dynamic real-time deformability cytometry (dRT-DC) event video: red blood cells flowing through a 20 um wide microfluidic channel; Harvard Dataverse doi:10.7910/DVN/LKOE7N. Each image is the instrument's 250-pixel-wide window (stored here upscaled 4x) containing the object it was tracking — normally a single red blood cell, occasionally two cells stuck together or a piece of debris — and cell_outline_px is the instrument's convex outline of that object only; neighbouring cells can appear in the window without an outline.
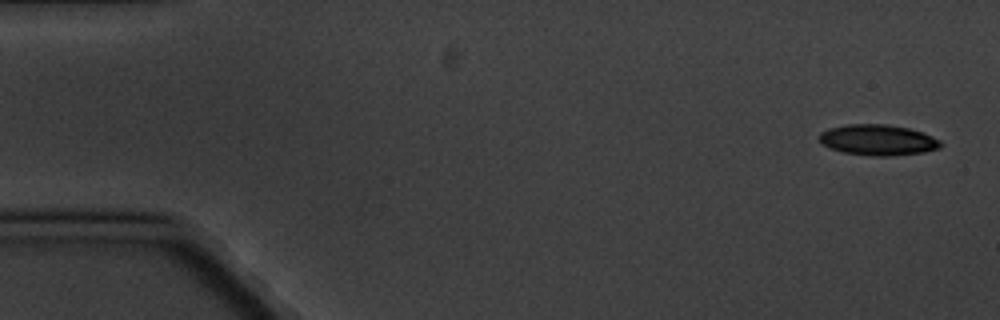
{"species": "common noctule bat (a hibernating species)", "species_latin": "Nyctalus noctula", "temperature_condition": "cold", "stored_images_in_passage": 5, "camera_frame_rate_fps": 3000, "um_per_image_px": 0.085, "animal": {"sex": "male", "body_mass_g": 20.1, "forearm_length_mm": 53.5}, "frame": {"image": 1, "passage_image": 1, "time_ms": 0.0, "image_size_px": [1000, 320], "cell_outline_px": [[944, 144], [940, 148], [924, 152], [892, 156], [872, 156], [844, 152], [828, 148], [820, 144], [816, 136], [820, 132], [828, 128], [844, 124], [884, 124], [908, 128], [932, 136], [940, 140]], "centroid_in_image_um": [74.56, 11.9], "position_along_channel_um": 10.4, "area_um2": 22.08}}